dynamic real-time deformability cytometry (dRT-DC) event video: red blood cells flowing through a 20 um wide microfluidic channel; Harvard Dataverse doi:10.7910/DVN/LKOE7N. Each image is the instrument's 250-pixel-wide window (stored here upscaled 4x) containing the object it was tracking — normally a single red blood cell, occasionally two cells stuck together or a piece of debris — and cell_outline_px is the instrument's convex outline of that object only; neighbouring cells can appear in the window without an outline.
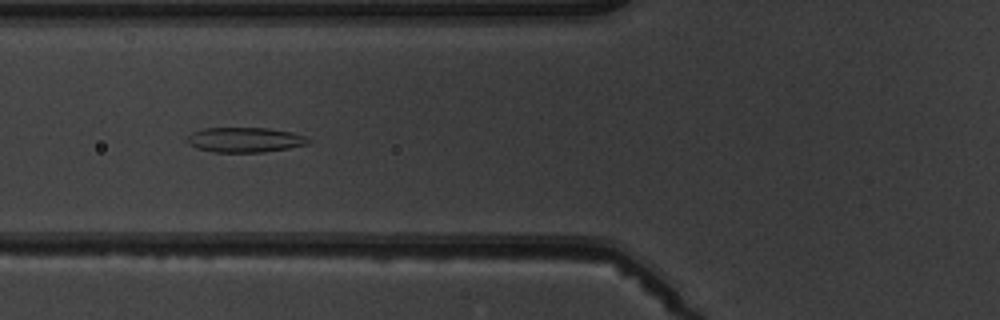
{"species": "common noctule bat (a hibernating species)", "species_latin": "Nyctalus noctula", "temperature_condition": "warm", "stored_images_in_passage": 9, "camera_frame_rate_fps": 3000, "um_per_image_px": 0.085, "animal": {"sex": "male", "body_mass_g": 19.5, "forearm_length_mm": 54.6}, "frame": {"image": 1, "passage_image": 6, "time_ms": 5.667, "image_size_px": [1000, 320], "cell_outline_px": [[312, 140], [308, 144], [288, 148], [264, 152], [212, 152], [196, 148], [188, 144], [184, 140], [192, 132], [204, 128], [268, 128], [292, 132], [304, 136]], "centroid_in_image_um": [20.78, 11.88], "position_along_channel_um": 105.0, "area_um2": 17.74}}
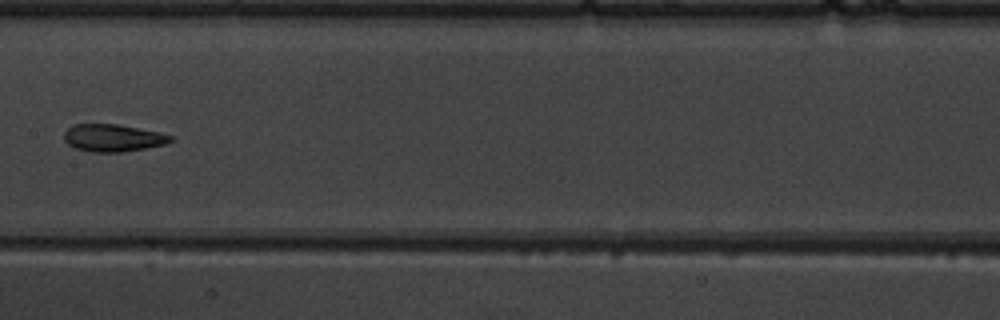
{"frame": {"image": 2, "passage_image": 8, "time_ms": 8.0, "image_size_px": [1000, 320], "cell_outline_px": [[172, 140], [164, 144], [144, 148], [120, 152], [88, 152], [76, 148], [68, 144], [64, 140], [64, 132], [72, 124], [120, 124], [156, 132], [172, 136]], "centroid_in_image_um": [9.53, 11.72], "position_along_channel_um": 197.9, "area_um2": 16.82}}
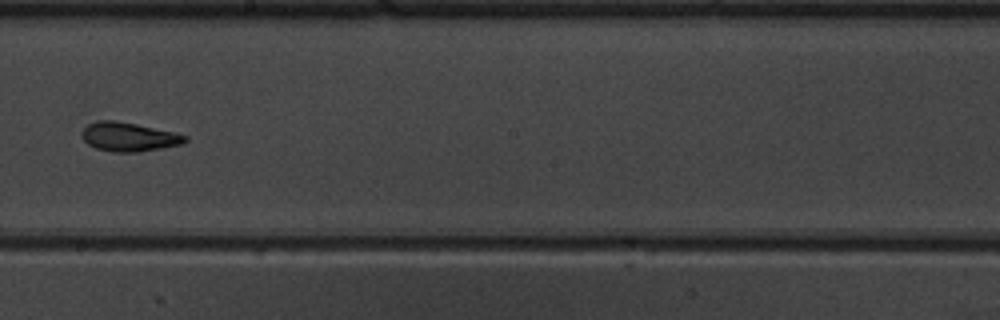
{"frame": {"image": 3, "passage_image": 9, "time_ms": 9.0, "image_size_px": [1000, 320], "cell_outline_px": [[188, 140], [180, 144], [160, 148], [136, 152], [112, 152], [96, 148], [88, 144], [80, 136], [80, 132], [88, 124], [96, 120], [116, 120], [176, 132], [188, 136]], "centroid_in_image_um": [10.92, 11.62], "position_along_channel_um": 237.3, "area_um2": 17.51}}